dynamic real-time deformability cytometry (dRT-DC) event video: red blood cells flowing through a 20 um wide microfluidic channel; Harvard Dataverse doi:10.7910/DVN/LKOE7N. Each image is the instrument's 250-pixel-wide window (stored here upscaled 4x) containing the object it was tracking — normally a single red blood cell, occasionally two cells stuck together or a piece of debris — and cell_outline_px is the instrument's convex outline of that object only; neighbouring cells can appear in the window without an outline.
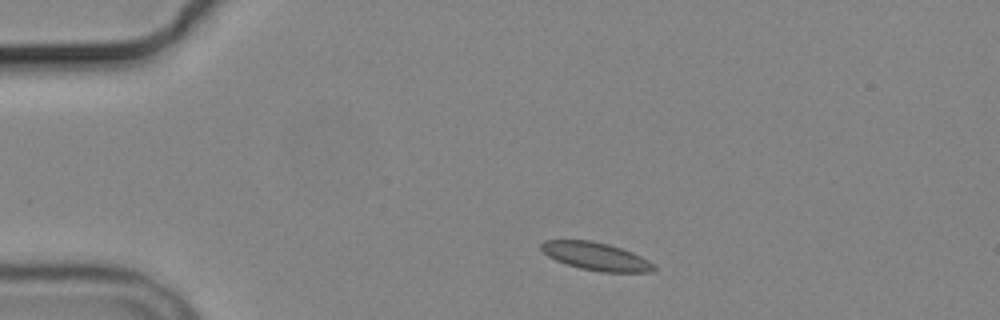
{"species": "common noctule bat (a hibernating species)", "species_latin": "Nyctalus noctula", "temperature_condition": "cold", "stored_images_in_passage": 5, "camera_frame_rate_fps": 3000, "um_per_image_px": 0.085, "animal": {"sex": "male", "body_mass_g": 19.2, "forearm_length_mm": 51.8}, "frame": {"image": 1, "passage_image": 1, "time_ms": 0.0, "image_size_px": [1000, 320], "cell_outline_px": [[656, 268], [652, 272], [600, 272], [580, 268], [556, 260], [548, 256], [540, 248], [540, 244], [544, 240], [592, 240], [608, 244], [632, 252], [648, 260]], "centroid_in_image_um": [50.64, 21.78], "position_along_channel_um": 34.4, "area_um2": 18.21}}
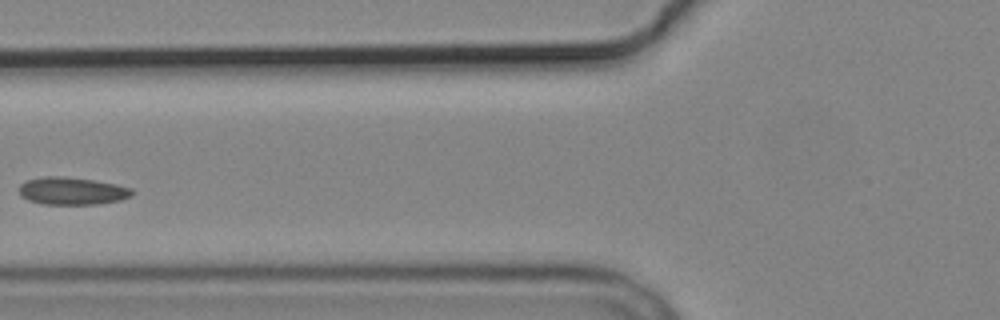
{"frame": {"image": 2, "passage_image": 4, "time_ms": 3.667, "image_size_px": [1000, 320], "cell_outline_px": [[132, 196], [120, 200], [96, 204], [44, 204], [28, 200], [20, 196], [20, 184], [24, 180], [44, 176], [64, 176], [96, 180], [116, 184], [132, 188]], "centroid_in_image_um": [6.11, 16.22], "position_along_channel_um": 119.7, "area_um2": 18.26}}
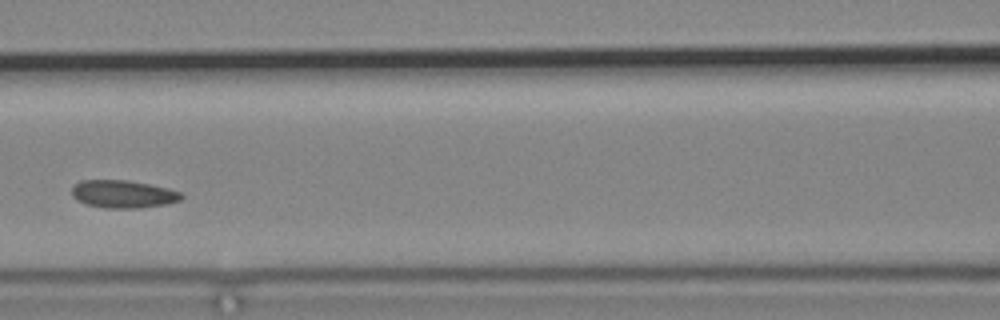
{"frame": {"image": 3, "passage_image": 5, "time_ms": 4.667, "image_size_px": [1000, 320], "cell_outline_px": [[184, 196], [180, 200], [168, 204], [140, 208], [104, 208], [84, 204], [76, 200], [72, 196], [72, 188], [80, 180], [128, 180], [168, 188], [180, 192]], "centroid_in_image_um": [10.45, 16.5], "position_along_channel_um": 156.1, "area_um2": 17.86}}